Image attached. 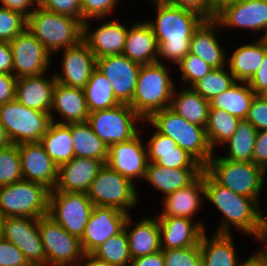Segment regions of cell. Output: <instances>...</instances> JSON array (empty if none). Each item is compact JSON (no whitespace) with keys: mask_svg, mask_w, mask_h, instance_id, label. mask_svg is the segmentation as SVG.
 Wrapping results in <instances>:
<instances>
[{"mask_svg":"<svg viewBox=\"0 0 267 266\" xmlns=\"http://www.w3.org/2000/svg\"><path fill=\"white\" fill-rule=\"evenodd\" d=\"M50 190L42 184L20 180L0 187V215L39 219L48 215Z\"/></svg>","mask_w":267,"mask_h":266,"instance_id":"obj_7","label":"cell"},{"mask_svg":"<svg viewBox=\"0 0 267 266\" xmlns=\"http://www.w3.org/2000/svg\"><path fill=\"white\" fill-rule=\"evenodd\" d=\"M2 219H3V217L0 215V238H1V228H2Z\"/></svg>","mask_w":267,"mask_h":266,"instance_id":"obj_64","label":"cell"},{"mask_svg":"<svg viewBox=\"0 0 267 266\" xmlns=\"http://www.w3.org/2000/svg\"><path fill=\"white\" fill-rule=\"evenodd\" d=\"M150 1L151 4L153 3V5L166 3V0H150Z\"/></svg>","mask_w":267,"mask_h":266,"instance_id":"obj_63","label":"cell"},{"mask_svg":"<svg viewBox=\"0 0 267 266\" xmlns=\"http://www.w3.org/2000/svg\"><path fill=\"white\" fill-rule=\"evenodd\" d=\"M122 54L141 65L158 62V43L146 21L131 23Z\"/></svg>","mask_w":267,"mask_h":266,"instance_id":"obj_30","label":"cell"},{"mask_svg":"<svg viewBox=\"0 0 267 266\" xmlns=\"http://www.w3.org/2000/svg\"><path fill=\"white\" fill-rule=\"evenodd\" d=\"M56 83L54 74L17 78L15 99L28 108L50 113Z\"/></svg>","mask_w":267,"mask_h":266,"instance_id":"obj_27","label":"cell"},{"mask_svg":"<svg viewBox=\"0 0 267 266\" xmlns=\"http://www.w3.org/2000/svg\"><path fill=\"white\" fill-rule=\"evenodd\" d=\"M132 217L131 214L128 215L124 226L132 259L160 251V228L157 216L153 218L146 216L136 223Z\"/></svg>","mask_w":267,"mask_h":266,"instance_id":"obj_28","label":"cell"},{"mask_svg":"<svg viewBox=\"0 0 267 266\" xmlns=\"http://www.w3.org/2000/svg\"><path fill=\"white\" fill-rule=\"evenodd\" d=\"M129 214L114 207L93 206L84 233L80 238L85 254H91L109 237L124 229Z\"/></svg>","mask_w":267,"mask_h":266,"instance_id":"obj_17","label":"cell"},{"mask_svg":"<svg viewBox=\"0 0 267 266\" xmlns=\"http://www.w3.org/2000/svg\"><path fill=\"white\" fill-rule=\"evenodd\" d=\"M1 237L15 244L32 266H46V255L40 238L38 219L4 217Z\"/></svg>","mask_w":267,"mask_h":266,"instance_id":"obj_14","label":"cell"},{"mask_svg":"<svg viewBox=\"0 0 267 266\" xmlns=\"http://www.w3.org/2000/svg\"><path fill=\"white\" fill-rule=\"evenodd\" d=\"M79 266H118V265L99 260L96 257L92 256L91 254H85L84 259L81 261Z\"/></svg>","mask_w":267,"mask_h":266,"instance_id":"obj_60","label":"cell"},{"mask_svg":"<svg viewBox=\"0 0 267 266\" xmlns=\"http://www.w3.org/2000/svg\"><path fill=\"white\" fill-rule=\"evenodd\" d=\"M259 95H260L262 98H264L265 100H267V87H266L264 90H262V91L259 93Z\"/></svg>","mask_w":267,"mask_h":266,"instance_id":"obj_62","label":"cell"},{"mask_svg":"<svg viewBox=\"0 0 267 266\" xmlns=\"http://www.w3.org/2000/svg\"><path fill=\"white\" fill-rule=\"evenodd\" d=\"M0 123L12 144L40 142L52 123L50 113L22 105L16 99L0 106Z\"/></svg>","mask_w":267,"mask_h":266,"instance_id":"obj_9","label":"cell"},{"mask_svg":"<svg viewBox=\"0 0 267 266\" xmlns=\"http://www.w3.org/2000/svg\"><path fill=\"white\" fill-rule=\"evenodd\" d=\"M177 66L181 70V82L183 81L187 87H191L195 82L202 79L206 74L214 69L200 57L190 52ZM188 84L190 86H188Z\"/></svg>","mask_w":267,"mask_h":266,"instance_id":"obj_45","label":"cell"},{"mask_svg":"<svg viewBox=\"0 0 267 266\" xmlns=\"http://www.w3.org/2000/svg\"><path fill=\"white\" fill-rule=\"evenodd\" d=\"M203 168H167L155 163H148L144 181L166 195L187 187L202 172Z\"/></svg>","mask_w":267,"mask_h":266,"instance_id":"obj_32","label":"cell"},{"mask_svg":"<svg viewBox=\"0 0 267 266\" xmlns=\"http://www.w3.org/2000/svg\"><path fill=\"white\" fill-rule=\"evenodd\" d=\"M222 29L252 30L267 38V0H225L217 5L214 18Z\"/></svg>","mask_w":267,"mask_h":266,"instance_id":"obj_13","label":"cell"},{"mask_svg":"<svg viewBox=\"0 0 267 266\" xmlns=\"http://www.w3.org/2000/svg\"><path fill=\"white\" fill-rule=\"evenodd\" d=\"M247 83L255 94H259L267 87V51L259 69Z\"/></svg>","mask_w":267,"mask_h":266,"instance_id":"obj_55","label":"cell"},{"mask_svg":"<svg viewBox=\"0 0 267 266\" xmlns=\"http://www.w3.org/2000/svg\"><path fill=\"white\" fill-rule=\"evenodd\" d=\"M205 199L221 213V222L216 234H232V228L257 237L260 229L261 205L244 195L237 194L217 183L204 170ZM234 226V227H232Z\"/></svg>","mask_w":267,"mask_h":266,"instance_id":"obj_2","label":"cell"},{"mask_svg":"<svg viewBox=\"0 0 267 266\" xmlns=\"http://www.w3.org/2000/svg\"><path fill=\"white\" fill-rule=\"evenodd\" d=\"M59 113L61 120H56L54 111ZM52 121L62 124L85 122L89 111L86 104L84 90L56 83L53 101L50 109Z\"/></svg>","mask_w":267,"mask_h":266,"instance_id":"obj_29","label":"cell"},{"mask_svg":"<svg viewBox=\"0 0 267 266\" xmlns=\"http://www.w3.org/2000/svg\"><path fill=\"white\" fill-rule=\"evenodd\" d=\"M266 51L267 38H258L250 43H243L228 56L227 68L236 81L248 82L259 69Z\"/></svg>","mask_w":267,"mask_h":266,"instance_id":"obj_31","label":"cell"},{"mask_svg":"<svg viewBox=\"0 0 267 266\" xmlns=\"http://www.w3.org/2000/svg\"><path fill=\"white\" fill-rule=\"evenodd\" d=\"M16 81L13 74L0 73V106L15 99Z\"/></svg>","mask_w":267,"mask_h":266,"instance_id":"obj_53","label":"cell"},{"mask_svg":"<svg viewBox=\"0 0 267 266\" xmlns=\"http://www.w3.org/2000/svg\"><path fill=\"white\" fill-rule=\"evenodd\" d=\"M137 184L104 164L91 182L87 195L96 206L114 207L127 214L140 199Z\"/></svg>","mask_w":267,"mask_h":266,"instance_id":"obj_8","label":"cell"},{"mask_svg":"<svg viewBox=\"0 0 267 266\" xmlns=\"http://www.w3.org/2000/svg\"><path fill=\"white\" fill-rule=\"evenodd\" d=\"M218 30L223 29L215 19L204 20L193 32L190 40V53L200 57L212 68L227 65V49L225 50L224 45L217 38Z\"/></svg>","mask_w":267,"mask_h":266,"instance_id":"obj_25","label":"cell"},{"mask_svg":"<svg viewBox=\"0 0 267 266\" xmlns=\"http://www.w3.org/2000/svg\"><path fill=\"white\" fill-rule=\"evenodd\" d=\"M93 206L87 193L50 191L48 216L69 234L81 238Z\"/></svg>","mask_w":267,"mask_h":266,"instance_id":"obj_12","label":"cell"},{"mask_svg":"<svg viewBox=\"0 0 267 266\" xmlns=\"http://www.w3.org/2000/svg\"><path fill=\"white\" fill-rule=\"evenodd\" d=\"M214 68L202 79L195 82L191 88L202 97L210 101L218 94L229 89L236 82L229 68Z\"/></svg>","mask_w":267,"mask_h":266,"instance_id":"obj_42","label":"cell"},{"mask_svg":"<svg viewBox=\"0 0 267 266\" xmlns=\"http://www.w3.org/2000/svg\"><path fill=\"white\" fill-rule=\"evenodd\" d=\"M257 129L247 120L241 119L233 136L224 146H228L223 158L239 162H253V150Z\"/></svg>","mask_w":267,"mask_h":266,"instance_id":"obj_39","label":"cell"},{"mask_svg":"<svg viewBox=\"0 0 267 266\" xmlns=\"http://www.w3.org/2000/svg\"><path fill=\"white\" fill-rule=\"evenodd\" d=\"M155 20H146L153 29L158 43V62L179 64L190 52L193 32L205 20L199 14L171 5L155 4ZM164 60V61H163Z\"/></svg>","mask_w":267,"mask_h":266,"instance_id":"obj_1","label":"cell"},{"mask_svg":"<svg viewBox=\"0 0 267 266\" xmlns=\"http://www.w3.org/2000/svg\"><path fill=\"white\" fill-rule=\"evenodd\" d=\"M257 131L267 130V100L257 94L246 118Z\"/></svg>","mask_w":267,"mask_h":266,"instance_id":"obj_51","label":"cell"},{"mask_svg":"<svg viewBox=\"0 0 267 266\" xmlns=\"http://www.w3.org/2000/svg\"><path fill=\"white\" fill-rule=\"evenodd\" d=\"M43 9L81 21V0H39Z\"/></svg>","mask_w":267,"mask_h":266,"instance_id":"obj_49","label":"cell"},{"mask_svg":"<svg viewBox=\"0 0 267 266\" xmlns=\"http://www.w3.org/2000/svg\"><path fill=\"white\" fill-rule=\"evenodd\" d=\"M215 153L203 169L217 183L237 194L253 198L260 204L267 172L253 162L227 160Z\"/></svg>","mask_w":267,"mask_h":266,"instance_id":"obj_6","label":"cell"},{"mask_svg":"<svg viewBox=\"0 0 267 266\" xmlns=\"http://www.w3.org/2000/svg\"><path fill=\"white\" fill-rule=\"evenodd\" d=\"M74 157L92 158L103 161L108 158V147L94 133L87 121L71 123Z\"/></svg>","mask_w":267,"mask_h":266,"instance_id":"obj_37","label":"cell"},{"mask_svg":"<svg viewBox=\"0 0 267 266\" xmlns=\"http://www.w3.org/2000/svg\"><path fill=\"white\" fill-rule=\"evenodd\" d=\"M0 73L13 74L12 49L7 41H0Z\"/></svg>","mask_w":267,"mask_h":266,"instance_id":"obj_56","label":"cell"},{"mask_svg":"<svg viewBox=\"0 0 267 266\" xmlns=\"http://www.w3.org/2000/svg\"><path fill=\"white\" fill-rule=\"evenodd\" d=\"M146 123L159 133L170 137L177 146L186 150L203 167L214 155L208 142L205 127L192 124L178 115L170 107L155 112Z\"/></svg>","mask_w":267,"mask_h":266,"instance_id":"obj_5","label":"cell"},{"mask_svg":"<svg viewBox=\"0 0 267 266\" xmlns=\"http://www.w3.org/2000/svg\"><path fill=\"white\" fill-rule=\"evenodd\" d=\"M27 29L51 55L77 45L83 36V23L79 19L45 10L39 5L27 18Z\"/></svg>","mask_w":267,"mask_h":266,"instance_id":"obj_4","label":"cell"},{"mask_svg":"<svg viewBox=\"0 0 267 266\" xmlns=\"http://www.w3.org/2000/svg\"><path fill=\"white\" fill-rule=\"evenodd\" d=\"M160 228L161 250L199 245L206 231L205 222L182 217H157Z\"/></svg>","mask_w":267,"mask_h":266,"instance_id":"obj_24","label":"cell"},{"mask_svg":"<svg viewBox=\"0 0 267 266\" xmlns=\"http://www.w3.org/2000/svg\"><path fill=\"white\" fill-rule=\"evenodd\" d=\"M239 121V118L230 115L223 109L210 107L205 130L213 151H215L216 147L223 146L228 142L235 133Z\"/></svg>","mask_w":267,"mask_h":266,"instance_id":"obj_40","label":"cell"},{"mask_svg":"<svg viewBox=\"0 0 267 266\" xmlns=\"http://www.w3.org/2000/svg\"><path fill=\"white\" fill-rule=\"evenodd\" d=\"M140 67L141 64L131 61L123 54L96 59V68L112 84L114 96L125 104L132 101Z\"/></svg>","mask_w":267,"mask_h":266,"instance_id":"obj_18","label":"cell"},{"mask_svg":"<svg viewBox=\"0 0 267 266\" xmlns=\"http://www.w3.org/2000/svg\"><path fill=\"white\" fill-rule=\"evenodd\" d=\"M87 122L94 133L109 147L135 137L141 131L137 127L138 122L141 123L144 120L129 104L120 103L110 109L89 113Z\"/></svg>","mask_w":267,"mask_h":266,"instance_id":"obj_10","label":"cell"},{"mask_svg":"<svg viewBox=\"0 0 267 266\" xmlns=\"http://www.w3.org/2000/svg\"><path fill=\"white\" fill-rule=\"evenodd\" d=\"M104 164L92 158H72L58 167L57 182L52 191L87 193Z\"/></svg>","mask_w":267,"mask_h":266,"instance_id":"obj_22","label":"cell"},{"mask_svg":"<svg viewBox=\"0 0 267 266\" xmlns=\"http://www.w3.org/2000/svg\"><path fill=\"white\" fill-rule=\"evenodd\" d=\"M0 3V6L18 12L28 18L39 5V0H0Z\"/></svg>","mask_w":267,"mask_h":266,"instance_id":"obj_54","label":"cell"},{"mask_svg":"<svg viewBox=\"0 0 267 266\" xmlns=\"http://www.w3.org/2000/svg\"><path fill=\"white\" fill-rule=\"evenodd\" d=\"M240 266H267V254L258 253L256 251L255 254L242 260Z\"/></svg>","mask_w":267,"mask_h":266,"instance_id":"obj_59","label":"cell"},{"mask_svg":"<svg viewBox=\"0 0 267 266\" xmlns=\"http://www.w3.org/2000/svg\"><path fill=\"white\" fill-rule=\"evenodd\" d=\"M21 159L17 144L0 149V187L22 180Z\"/></svg>","mask_w":267,"mask_h":266,"instance_id":"obj_43","label":"cell"},{"mask_svg":"<svg viewBox=\"0 0 267 266\" xmlns=\"http://www.w3.org/2000/svg\"><path fill=\"white\" fill-rule=\"evenodd\" d=\"M253 163L267 172V130L257 132L253 150Z\"/></svg>","mask_w":267,"mask_h":266,"instance_id":"obj_52","label":"cell"},{"mask_svg":"<svg viewBox=\"0 0 267 266\" xmlns=\"http://www.w3.org/2000/svg\"><path fill=\"white\" fill-rule=\"evenodd\" d=\"M22 178L42 184L52 191L57 182L58 166L47 155L40 142L19 143Z\"/></svg>","mask_w":267,"mask_h":266,"instance_id":"obj_20","label":"cell"},{"mask_svg":"<svg viewBox=\"0 0 267 266\" xmlns=\"http://www.w3.org/2000/svg\"><path fill=\"white\" fill-rule=\"evenodd\" d=\"M164 63L141 65L134 96L129 106L145 121L155 112L170 107L176 85Z\"/></svg>","mask_w":267,"mask_h":266,"instance_id":"obj_3","label":"cell"},{"mask_svg":"<svg viewBox=\"0 0 267 266\" xmlns=\"http://www.w3.org/2000/svg\"><path fill=\"white\" fill-rule=\"evenodd\" d=\"M216 1H217V4H219L220 2L225 1V0H216Z\"/></svg>","mask_w":267,"mask_h":266,"instance_id":"obj_65","label":"cell"},{"mask_svg":"<svg viewBox=\"0 0 267 266\" xmlns=\"http://www.w3.org/2000/svg\"><path fill=\"white\" fill-rule=\"evenodd\" d=\"M83 90L89 113L110 109L120 104L114 96L112 84L97 68L93 70Z\"/></svg>","mask_w":267,"mask_h":266,"instance_id":"obj_38","label":"cell"},{"mask_svg":"<svg viewBox=\"0 0 267 266\" xmlns=\"http://www.w3.org/2000/svg\"><path fill=\"white\" fill-rule=\"evenodd\" d=\"M205 200L204 169L187 187L178 189L162 199V212L157 217H182L194 220Z\"/></svg>","mask_w":267,"mask_h":266,"instance_id":"obj_23","label":"cell"},{"mask_svg":"<svg viewBox=\"0 0 267 266\" xmlns=\"http://www.w3.org/2000/svg\"><path fill=\"white\" fill-rule=\"evenodd\" d=\"M90 20L83 22L82 40L94 53L96 59L100 57L121 55L125 46L128 27L120 19H112L100 24L93 31Z\"/></svg>","mask_w":267,"mask_h":266,"instance_id":"obj_21","label":"cell"},{"mask_svg":"<svg viewBox=\"0 0 267 266\" xmlns=\"http://www.w3.org/2000/svg\"><path fill=\"white\" fill-rule=\"evenodd\" d=\"M181 89V90H180ZM174 89L170 108L186 121L206 127L209 116L210 104L191 87Z\"/></svg>","mask_w":267,"mask_h":266,"instance_id":"obj_34","label":"cell"},{"mask_svg":"<svg viewBox=\"0 0 267 266\" xmlns=\"http://www.w3.org/2000/svg\"><path fill=\"white\" fill-rule=\"evenodd\" d=\"M120 0H81V22L109 18ZM111 14V15H110Z\"/></svg>","mask_w":267,"mask_h":266,"instance_id":"obj_47","label":"cell"},{"mask_svg":"<svg viewBox=\"0 0 267 266\" xmlns=\"http://www.w3.org/2000/svg\"><path fill=\"white\" fill-rule=\"evenodd\" d=\"M12 142L9 139V136L6 132V129L4 126L0 123V149L5 148L9 145H11Z\"/></svg>","mask_w":267,"mask_h":266,"instance_id":"obj_61","label":"cell"},{"mask_svg":"<svg viewBox=\"0 0 267 266\" xmlns=\"http://www.w3.org/2000/svg\"><path fill=\"white\" fill-rule=\"evenodd\" d=\"M27 28V18L0 6V41L10 42Z\"/></svg>","mask_w":267,"mask_h":266,"instance_id":"obj_44","label":"cell"},{"mask_svg":"<svg viewBox=\"0 0 267 266\" xmlns=\"http://www.w3.org/2000/svg\"><path fill=\"white\" fill-rule=\"evenodd\" d=\"M141 132L128 141L110 145L106 162L111 169L135 184L134 180L144 179L148 165L147 146Z\"/></svg>","mask_w":267,"mask_h":266,"instance_id":"obj_16","label":"cell"},{"mask_svg":"<svg viewBox=\"0 0 267 266\" xmlns=\"http://www.w3.org/2000/svg\"><path fill=\"white\" fill-rule=\"evenodd\" d=\"M0 266H32L22 251L8 240L0 238Z\"/></svg>","mask_w":267,"mask_h":266,"instance_id":"obj_50","label":"cell"},{"mask_svg":"<svg viewBox=\"0 0 267 266\" xmlns=\"http://www.w3.org/2000/svg\"><path fill=\"white\" fill-rule=\"evenodd\" d=\"M91 255L99 260L118 266H130L132 257L125 228L118 234L109 237Z\"/></svg>","mask_w":267,"mask_h":266,"instance_id":"obj_41","label":"cell"},{"mask_svg":"<svg viewBox=\"0 0 267 266\" xmlns=\"http://www.w3.org/2000/svg\"><path fill=\"white\" fill-rule=\"evenodd\" d=\"M205 231L199 242L203 266H240L232 234H212Z\"/></svg>","mask_w":267,"mask_h":266,"instance_id":"obj_33","label":"cell"},{"mask_svg":"<svg viewBox=\"0 0 267 266\" xmlns=\"http://www.w3.org/2000/svg\"><path fill=\"white\" fill-rule=\"evenodd\" d=\"M130 266H165L163 251L134 258Z\"/></svg>","mask_w":267,"mask_h":266,"instance_id":"obj_57","label":"cell"},{"mask_svg":"<svg viewBox=\"0 0 267 266\" xmlns=\"http://www.w3.org/2000/svg\"><path fill=\"white\" fill-rule=\"evenodd\" d=\"M256 95L247 82L236 81L229 89L211 99L209 104L241 120L247 118Z\"/></svg>","mask_w":267,"mask_h":266,"instance_id":"obj_35","label":"cell"},{"mask_svg":"<svg viewBox=\"0 0 267 266\" xmlns=\"http://www.w3.org/2000/svg\"><path fill=\"white\" fill-rule=\"evenodd\" d=\"M148 163H155L167 168H204L186 150L177 146L170 137L156 129L146 141Z\"/></svg>","mask_w":267,"mask_h":266,"instance_id":"obj_26","label":"cell"},{"mask_svg":"<svg viewBox=\"0 0 267 266\" xmlns=\"http://www.w3.org/2000/svg\"><path fill=\"white\" fill-rule=\"evenodd\" d=\"M162 251L165 266H203L199 245Z\"/></svg>","mask_w":267,"mask_h":266,"instance_id":"obj_46","label":"cell"},{"mask_svg":"<svg viewBox=\"0 0 267 266\" xmlns=\"http://www.w3.org/2000/svg\"><path fill=\"white\" fill-rule=\"evenodd\" d=\"M261 209L260 229L255 240L263 242V249L257 251L258 253L267 254V215H265Z\"/></svg>","mask_w":267,"mask_h":266,"instance_id":"obj_58","label":"cell"},{"mask_svg":"<svg viewBox=\"0 0 267 266\" xmlns=\"http://www.w3.org/2000/svg\"><path fill=\"white\" fill-rule=\"evenodd\" d=\"M38 228L46 266H79L85 256L80 238L69 234L48 215L38 219Z\"/></svg>","mask_w":267,"mask_h":266,"instance_id":"obj_11","label":"cell"},{"mask_svg":"<svg viewBox=\"0 0 267 266\" xmlns=\"http://www.w3.org/2000/svg\"><path fill=\"white\" fill-rule=\"evenodd\" d=\"M62 53V70L54 72L59 84L83 89L96 68V57L81 40L77 45L58 51Z\"/></svg>","mask_w":267,"mask_h":266,"instance_id":"obj_19","label":"cell"},{"mask_svg":"<svg viewBox=\"0 0 267 266\" xmlns=\"http://www.w3.org/2000/svg\"><path fill=\"white\" fill-rule=\"evenodd\" d=\"M9 43L13 55V75L16 78L48 73L53 56L30 30L26 28Z\"/></svg>","mask_w":267,"mask_h":266,"instance_id":"obj_15","label":"cell"},{"mask_svg":"<svg viewBox=\"0 0 267 266\" xmlns=\"http://www.w3.org/2000/svg\"><path fill=\"white\" fill-rule=\"evenodd\" d=\"M40 143L58 167L74 158L71 123L62 124L52 121Z\"/></svg>","mask_w":267,"mask_h":266,"instance_id":"obj_36","label":"cell"},{"mask_svg":"<svg viewBox=\"0 0 267 266\" xmlns=\"http://www.w3.org/2000/svg\"><path fill=\"white\" fill-rule=\"evenodd\" d=\"M166 2L183 9L191 10L202 16L205 20L215 18L218 5L216 0H166Z\"/></svg>","mask_w":267,"mask_h":266,"instance_id":"obj_48","label":"cell"}]
</instances>
